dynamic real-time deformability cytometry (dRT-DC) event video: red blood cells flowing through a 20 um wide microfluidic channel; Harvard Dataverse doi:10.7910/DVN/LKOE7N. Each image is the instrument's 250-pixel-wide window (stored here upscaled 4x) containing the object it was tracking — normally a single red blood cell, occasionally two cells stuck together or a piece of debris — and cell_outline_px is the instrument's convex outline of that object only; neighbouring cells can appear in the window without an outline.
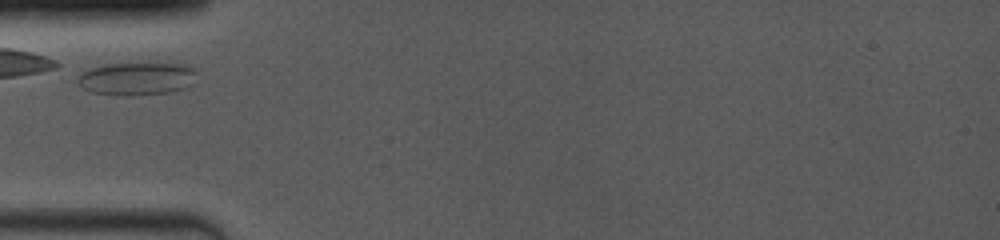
{"species": "common noctule bat (a hibernating species)", "species_latin": "Nyctalus noctula", "temperature_condition": "room temperature", "stored_images_in_passage": 9, "camera_frame_rate_fps": 4000, "um_per_image_px": 0.085, "animal": {"sex": "female", "body_mass_g": 19.0, "forearm_length_mm": 53.3}, "frame": {"image": 1, "passage_image": 1, "time_ms": 0.0, "image_size_px": [1000, 240], "cell_outline_px": [[196, 72], [192, 84], [184, 88], [168, 92], [128, 96], [120, 96], [92, 92], [84, 88], [76, 80], [76, 76], [80, 72], [88, 68], [100, 64], [188, 64], [196, 68]], "centroid_in_image_um": [11.58, 6.68], "position_along_channel_um": 73.4, "area_um2": 23.0}}